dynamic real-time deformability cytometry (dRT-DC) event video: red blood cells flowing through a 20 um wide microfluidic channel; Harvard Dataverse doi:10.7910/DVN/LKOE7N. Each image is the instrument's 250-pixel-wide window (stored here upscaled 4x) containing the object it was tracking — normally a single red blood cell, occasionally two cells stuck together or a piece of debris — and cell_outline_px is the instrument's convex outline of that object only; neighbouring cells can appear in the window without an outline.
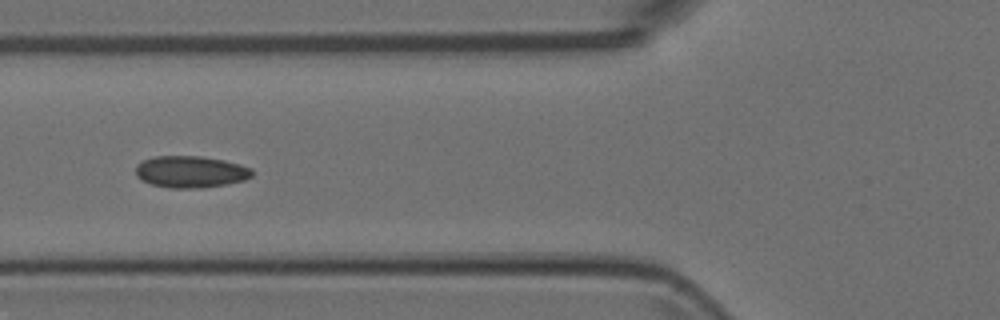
{"species": "Egyptian fruit bat (a non-hibernating species)", "species_latin": "Rousettus aegyptiacus", "temperature_condition": "room temperature", "stored_images_in_passage": 3, "camera_frame_rate_fps": 3000, "um_per_image_px": 0.085, "animal": {"sex": "female"}, "frame": {"image": 1, "passage_image": 2, "time_ms": 0.333, "image_size_px": [1000, 320], "cell_outline_px": [[252, 176], [244, 180], [224, 184], [200, 188], [168, 188], [152, 184], [140, 180], [136, 176], [136, 164], [144, 160], [156, 156], [200, 156], [224, 160], [240, 164], [252, 168]], "centroid_in_image_um": [16.18, 14.6], "position_along_channel_um": 109.6, "area_um2": 21.56}}
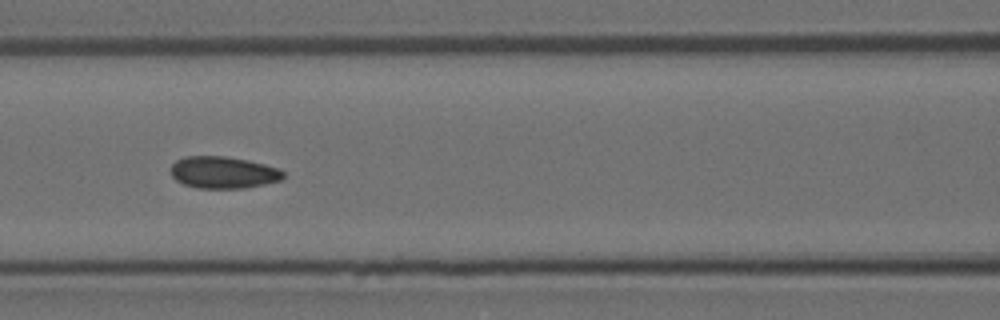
{"frame": {"image": 2, "passage_image": 3, "time_ms": 0.667, "image_size_px": [1000, 320], "cell_outline_px": [[284, 176], [280, 180], [264, 184], [244, 188], [196, 188], [184, 184], [176, 180], [172, 176], [172, 164], [176, 160], [184, 156], [224, 156], [248, 160], [264, 164], [276, 168], [284, 172]], "centroid_in_image_um": [18.96, 14.65], "position_along_channel_um": 147.6, "area_um2": 20.81}}